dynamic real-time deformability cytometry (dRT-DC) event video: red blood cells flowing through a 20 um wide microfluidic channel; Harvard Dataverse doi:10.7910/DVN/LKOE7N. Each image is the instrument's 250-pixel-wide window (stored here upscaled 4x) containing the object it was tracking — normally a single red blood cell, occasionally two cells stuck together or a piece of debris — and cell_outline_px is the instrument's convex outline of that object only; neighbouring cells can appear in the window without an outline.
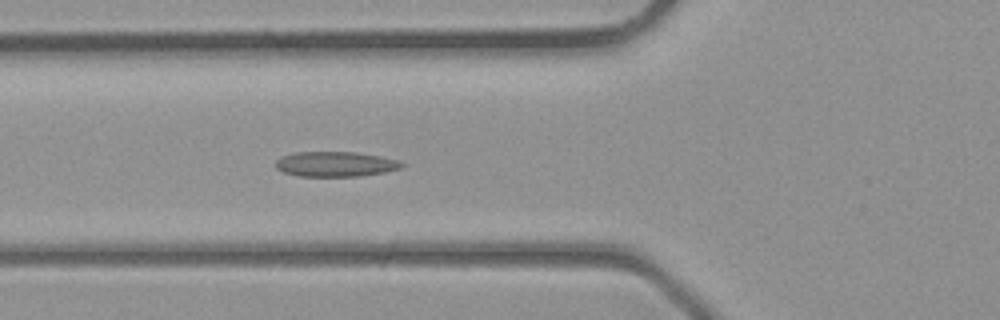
{"species": "common noctule bat (a hibernating species)", "species_latin": "Nyctalus noctula", "temperature_condition": "room temperature", "stored_images_in_passage": 40, "camera_frame_rate_fps": 3000, "um_per_image_px": 0.085, "animal": {"sex": "male", "body_mass_g": 23.1, "forearm_length_mm": 52.7}, "frame": {"image": 1, "passage_image": 15, "time_ms": 4.667, "image_size_px": [1000, 320], "cell_outline_px": [[404, 164], [400, 168], [384, 172], [360, 176], [300, 176], [284, 172], [276, 168], [276, 160], [280, 156], [296, 152], [356, 152], [380, 156], [396, 160]], "centroid_in_image_um": [28.48, 13.94], "position_along_channel_um": 97.3, "area_um2": 18.26}}
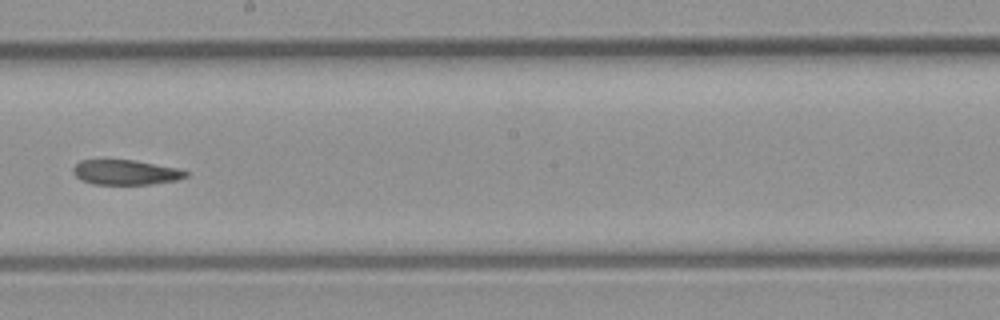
{"frame": {"image": 2, "passage_image": 23, "time_ms": 7.333, "image_size_px": [1000, 320], "cell_outline_px": [[188, 176], [176, 180], [152, 184], [92, 184], [80, 180], [72, 172], [72, 168], [80, 160], [136, 160], [176, 168], [188, 172]], "centroid_in_image_um": [10.65, 14.65], "position_along_channel_um": 237.6, "area_um2": 16.36}}
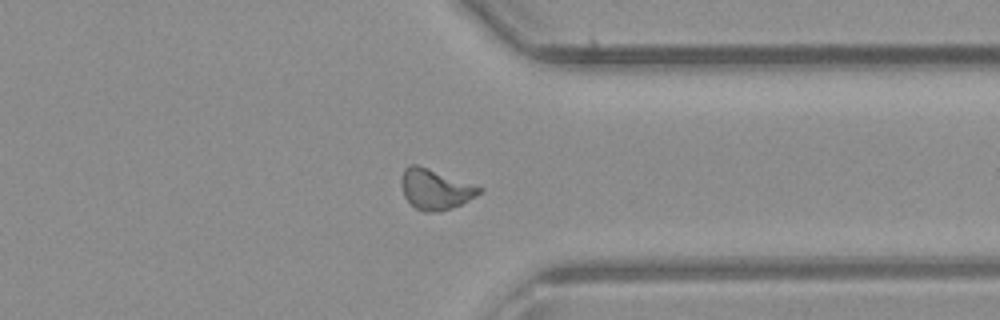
{"frame": {"image": 3, "passage_image": 31, "time_ms": 10.0, "image_size_px": [1000, 320], "cell_outline_px": [[484, 188], [480, 192], [468, 200], [460, 204], [448, 208], [432, 212], [424, 212], [416, 208], [404, 196], [400, 184], [400, 180], [404, 168], [408, 164], [416, 164], [428, 168]], "centroid_in_image_um": [36.94, 16.06], "position_along_channel_um": 374.5, "area_um2": 17.98}}